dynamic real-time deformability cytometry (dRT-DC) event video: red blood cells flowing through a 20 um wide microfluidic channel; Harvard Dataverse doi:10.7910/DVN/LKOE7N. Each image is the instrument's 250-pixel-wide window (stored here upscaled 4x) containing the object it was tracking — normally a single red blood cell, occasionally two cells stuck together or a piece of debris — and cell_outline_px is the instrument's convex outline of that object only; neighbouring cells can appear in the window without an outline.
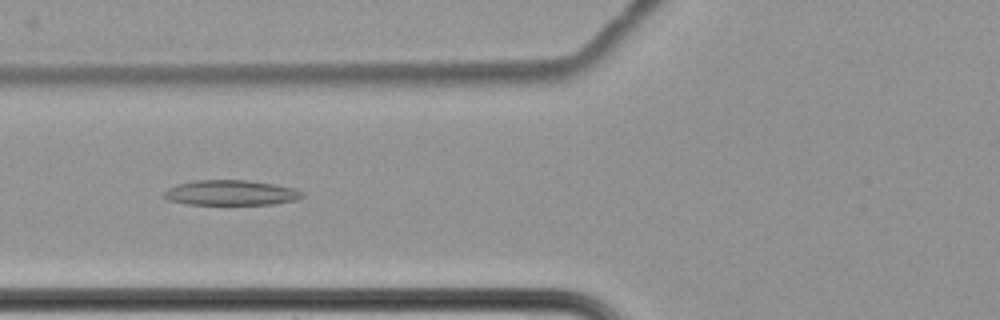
{"species": "common noctule bat (a hibernating species)", "species_latin": "Nyctalus noctula", "temperature_condition": "cold", "stored_images_in_passage": 42, "camera_frame_rate_fps": 3000, "um_per_image_px": 0.085, "animal": {"sex": "female", "body_mass_g": 22.7, "forearm_length_mm": 54.2}, "frame": {"image": 1, "passage_image": 6, "time_ms": 1.667, "image_size_px": [1000, 320], "cell_outline_px": [[304, 196], [296, 200], [272, 204], [184, 204], [168, 200], [164, 196], [164, 192], [168, 188], [180, 184], [196, 180], [248, 180], [276, 184], [296, 188], [304, 192]], "centroid_in_image_um": [19.68, 16.38], "position_along_channel_um": 106.1, "area_um2": 20.29}}
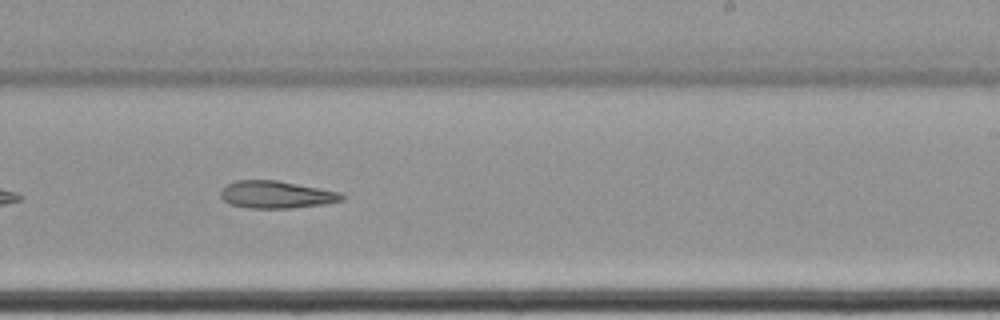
{"frame": {"image": 2, "passage_image": 20, "time_ms": 6.333, "image_size_px": [1000, 320], "cell_outline_px": [[344, 200], [324, 204], [292, 208], [248, 208], [228, 204], [220, 196], [220, 192], [228, 184], [236, 180], [276, 180], [340, 192], [344, 196]], "centroid_in_image_um": [23.47, 16.55], "position_along_channel_um": 265.5, "area_um2": 19.25}}
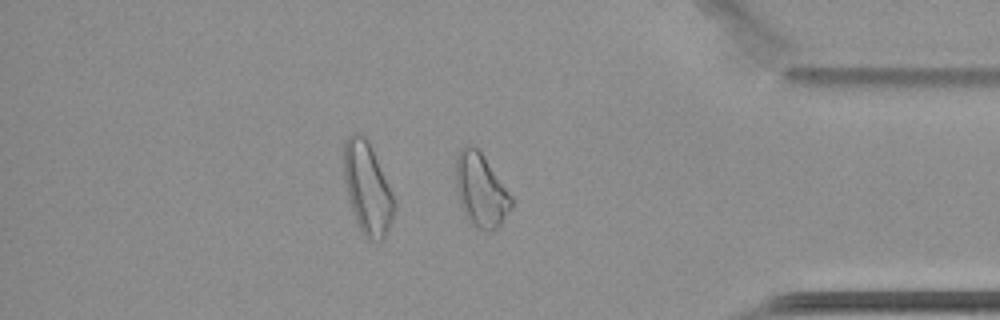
{"frame": {"image": 3, "passage_image": 33, "time_ms": 10.667, "image_size_px": [1000, 320], "cell_outline_px": [[512, 208], [500, 224], [492, 232], [468, 224], [460, 204], [456, 184], [456, 156], [460, 148], [468, 144], [472, 144], [484, 156], [512, 196]], "centroid_in_image_um": [40.86, 16.17], "position_along_channel_um": 394.3, "area_um2": 23.81}}